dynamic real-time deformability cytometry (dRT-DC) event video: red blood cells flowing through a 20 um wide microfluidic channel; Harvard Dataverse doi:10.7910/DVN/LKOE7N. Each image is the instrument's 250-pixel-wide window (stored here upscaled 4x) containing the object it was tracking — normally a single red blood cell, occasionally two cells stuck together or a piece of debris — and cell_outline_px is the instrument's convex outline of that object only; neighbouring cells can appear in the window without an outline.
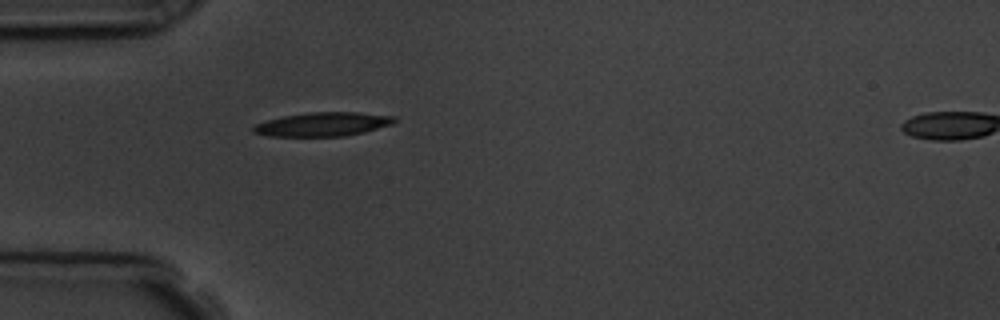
{"species": "common noctule bat (a hibernating species)", "species_latin": "Nyctalus noctula", "temperature_condition": "room temperature", "stored_images_in_passage": 2, "segment_of_instrument_passage": [1, 2], "camera_frame_rate_fps": 3000, "um_per_image_px": 0.085, "animal": {"sex": "male", "body_mass_g": 19.5, "forearm_length_mm": 54.6}, "frame": {"image": 1, "passage_image": 1, "time_ms": 0.0, "image_size_px": [1000, 320], "cell_outline_px": [[396, 120], [392, 124], [364, 132], [344, 136], [268, 136], [252, 132], [252, 128], [256, 124], [268, 120], [284, 116], [308, 112], [356, 112], [396, 116]], "centroid_in_image_um": [27.45, 10.56], "position_along_channel_um": 57.5, "area_um2": 19.54}}